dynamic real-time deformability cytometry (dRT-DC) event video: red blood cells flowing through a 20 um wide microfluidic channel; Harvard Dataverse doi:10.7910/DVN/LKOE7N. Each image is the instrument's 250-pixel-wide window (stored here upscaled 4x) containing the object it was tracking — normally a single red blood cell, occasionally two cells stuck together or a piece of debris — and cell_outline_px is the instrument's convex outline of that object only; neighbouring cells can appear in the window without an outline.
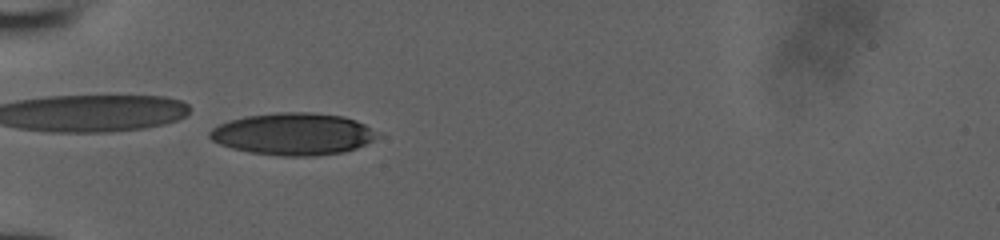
{"species": "human", "species_latin": "Homo sapiens", "temperature_condition": "room temperature", "stored_images_in_passage": 40, "camera_frame_rate_fps": 3000, "um_per_image_px": 0.085, "donor": {"sex": "male"}, "frame": {"image": 1, "passage_image": 7, "time_ms": 2.0, "image_size_px": [1000, 240], "cell_outline_px": [[380, 136], [356, 148], [344, 152], [316, 156], [280, 156], [248, 152], [232, 148], [220, 144], [212, 140], [208, 136], [208, 132], [212, 128], [228, 120], [244, 116], [276, 112], [312, 112], [344, 116], [356, 120], [380, 132]], "centroid_in_image_um": [24.92, 11.38], "position_along_channel_um": 60.1, "area_um2": 41.5}}
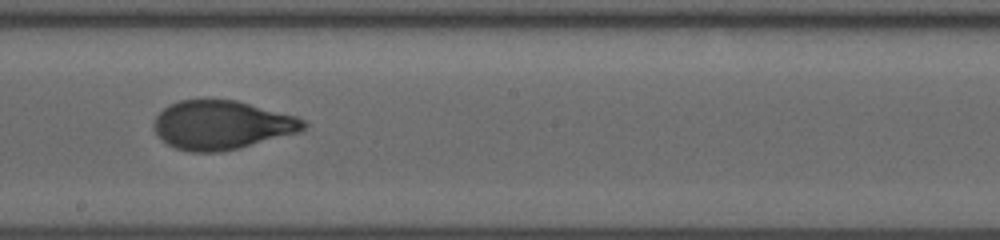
{"frame": {"image": 2, "passage_image": 20, "time_ms": 6.333, "image_size_px": [1000, 240], "cell_outline_px": [[308, 124], [300, 132], [240, 148], [220, 152], [188, 152], [176, 148], [168, 144], [152, 128], [152, 124], [156, 116], [164, 108], [180, 100], [236, 100], [296, 116], [304, 120]], "centroid_in_image_um": [18.86, 10.63], "position_along_channel_um": 229.3, "area_um2": 42.48}}
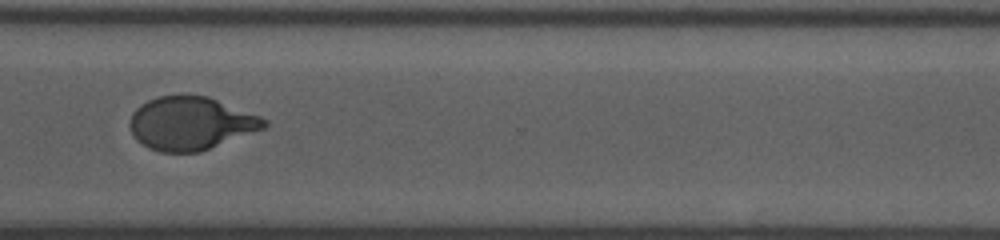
{"frame": {"image": 3, "passage_image": 29, "time_ms": 9.333, "image_size_px": [1000, 240], "cell_outline_px": [[268, 124], [264, 128], [200, 152], [160, 152], [148, 148], [136, 140], [128, 124], [132, 112], [140, 104], [156, 96], [208, 96], [260, 116], [268, 120]], "centroid_in_image_um": [16.18, 10.49], "position_along_channel_um": 354.4, "area_um2": 41.5}}